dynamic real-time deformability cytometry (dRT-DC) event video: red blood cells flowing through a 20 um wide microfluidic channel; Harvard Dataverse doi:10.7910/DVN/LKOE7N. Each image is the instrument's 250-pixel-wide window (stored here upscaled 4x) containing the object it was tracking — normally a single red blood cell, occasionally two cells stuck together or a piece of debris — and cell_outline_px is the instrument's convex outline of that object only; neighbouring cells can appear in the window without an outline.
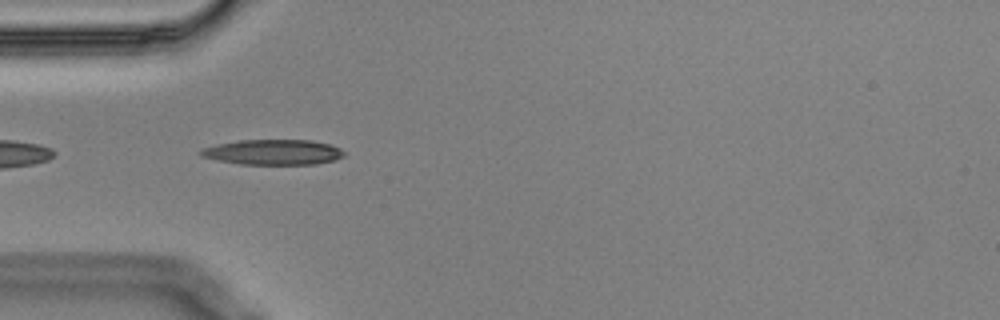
{"species": "Egyptian fruit bat (a non-hibernating species)", "species_latin": "Rousettus aegyptiacus", "temperature_condition": "cold", "stored_images_in_passage": 8, "camera_frame_rate_fps": 3000, "um_per_image_px": 0.085, "animal": {"sex": "male"}, "frame": {"image": 1, "passage_image": 2, "time_ms": 0.333, "image_size_px": [1000, 320], "cell_outline_px": [[348, 152], [344, 156], [336, 160], [316, 164], [240, 164], [216, 160], [200, 156], [196, 152], [204, 148], [216, 144], [236, 140], [312, 140], [332, 144]], "centroid_in_image_um": [23.24, 12.93], "position_along_channel_um": 61.8, "area_um2": 21.5}}
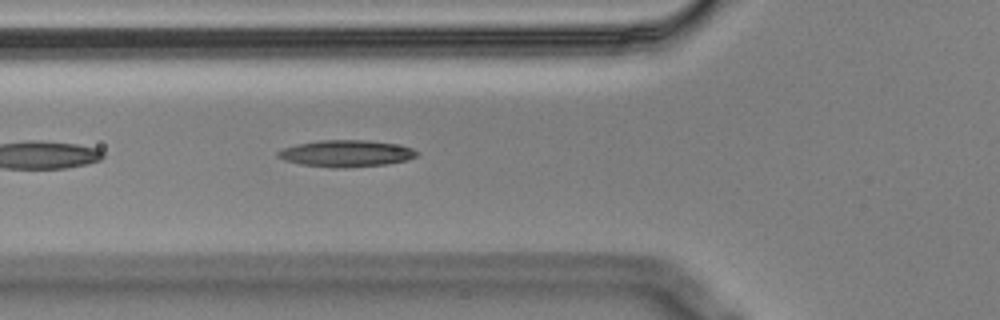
{"frame": {"image": 2, "passage_image": 5, "time_ms": 1.333, "image_size_px": [1000, 320], "cell_outline_px": [[420, 152], [416, 156], [408, 160], [384, 164], [344, 168], [336, 168], [300, 164], [284, 160], [276, 156], [276, 152], [284, 148], [296, 144], [320, 140], [368, 140], [400, 144], [412, 148]], "centroid_in_image_um": [29.44, 13.04], "position_along_channel_um": 96.4, "area_um2": 21.73}}